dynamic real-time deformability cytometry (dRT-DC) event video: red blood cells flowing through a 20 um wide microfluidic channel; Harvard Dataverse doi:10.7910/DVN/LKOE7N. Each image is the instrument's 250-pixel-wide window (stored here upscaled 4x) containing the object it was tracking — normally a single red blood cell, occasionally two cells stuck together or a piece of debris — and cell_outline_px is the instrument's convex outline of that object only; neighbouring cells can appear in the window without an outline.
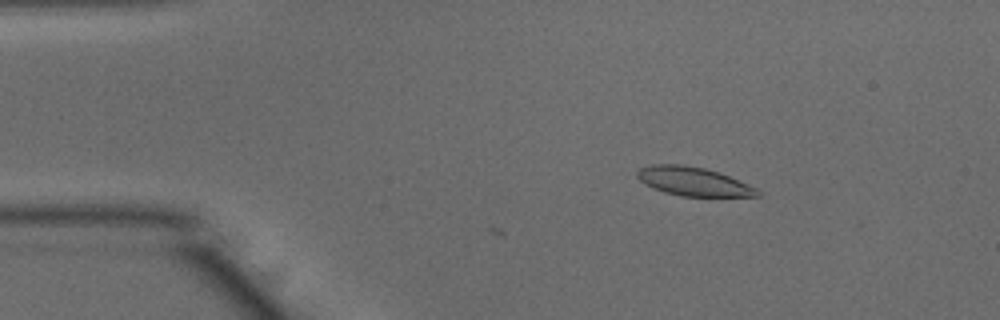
{"species": "common noctule bat (a hibernating species)", "species_latin": "Nyctalus noctula", "temperature_condition": "warm", "stored_images_in_passage": 9, "camera_frame_rate_fps": 3000, "um_per_image_px": 0.085, "animal": {"sex": "male", "body_mass_g": 15.6}, "frame": {"image": 1, "passage_image": 7, "time_ms": 2.0, "image_size_px": [1000, 320], "cell_outline_px": [[760, 196], [680, 196], [664, 192], [652, 188], [644, 184], [636, 176], [636, 172], [640, 168], [652, 164], [684, 164], [704, 168], [728, 176], [756, 188], [760, 192]], "centroid_in_image_um": [58.87, 15.42], "position_along_channel_um": 26.1, "area_um2": 20.0}}